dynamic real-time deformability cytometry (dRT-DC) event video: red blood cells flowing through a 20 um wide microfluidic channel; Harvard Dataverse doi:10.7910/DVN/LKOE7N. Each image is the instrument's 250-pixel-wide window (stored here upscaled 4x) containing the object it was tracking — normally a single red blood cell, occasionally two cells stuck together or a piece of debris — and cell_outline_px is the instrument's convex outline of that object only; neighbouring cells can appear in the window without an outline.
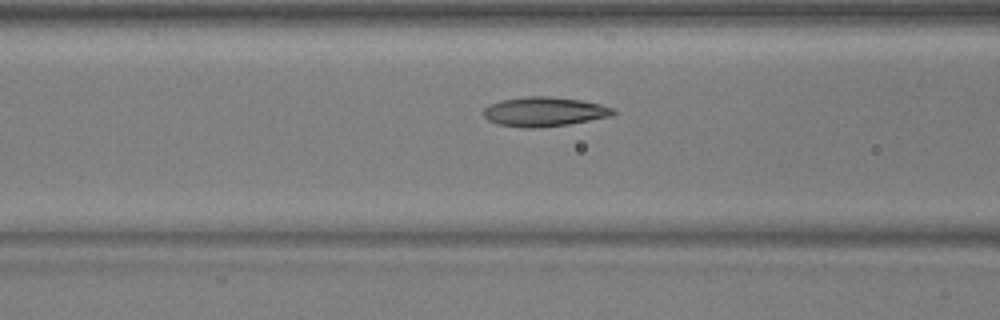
{"species": "common noctule bat (a hibernating species)", "species_latin": "Nyctalus noctula", "temperature_condition": "warm", "stored_images_in_passage": 25, "camera_frame_rate_fps": 3000, "um_per_image_px": 0.085, "animal": {"sex": "male", "body_mass_g": 17.9, "forearm_length_mm": 54.2}, "frame": {"image": 1, "passage_image": 13, "time_ms": 4.0, "image_size_px": [1000, 320], "cell_outline_px": [[616, 112], [612, 116], [568, 124], [536, 128], [520, 128], [496, 124], [488, 120], [480, 112], [484, 108], [500, 100], [528, 96], [548, 96], [580, 100], [600, 104], [612, 108]], "centroid_in_image_um": [46.21, 9.5], "position_along_channel_um": 120.4, "area_um2": 22.31}}
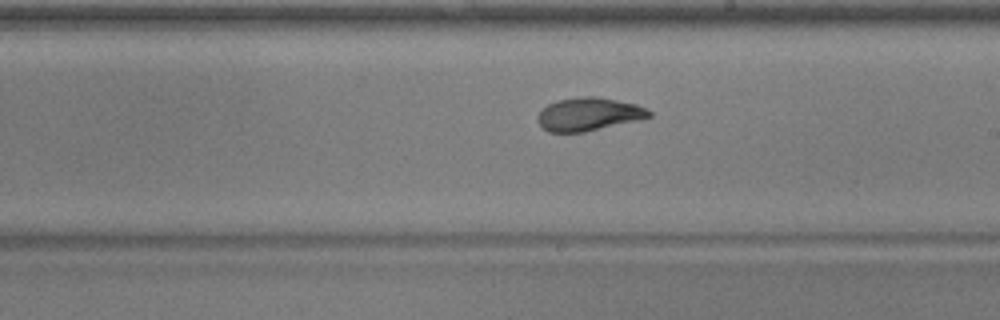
{"frame": {"image": 2, "passage_image": 22, "time_ms": 7.0, "image_size_px": [1000, 320], "cell_outline_px": [[652, 116], [636, 120], [584, 132], [548, 132], [536, 120], [540, 108], [556, 100], [580, 96], [596, 96], [636, 104], [648, 108], [652, 112]], "centroid_in_image_um": [50.0, 9.69], "position_along_channel_um": 239.0, "area_um2": 21.56}}
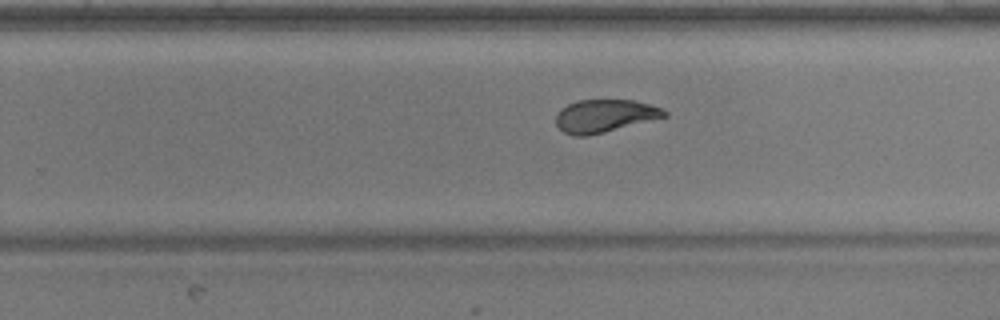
{"frame": {"image": 3, "passage_image": 25, "time_ms": 8.0, "image_size_px": [1000, 320], "cell_outline_px": [[668, 116], [588, 136], [576, 136], [564, 132], [556, 124], [556, 116], [560, 108], [576, 100], [632, 100], [648, 104], [660, 108], [668, 112]], "centroid_in_image_um": [51.37, 9.85], "position_along_channel_um": 278.4, "area_um2": 20.58}}